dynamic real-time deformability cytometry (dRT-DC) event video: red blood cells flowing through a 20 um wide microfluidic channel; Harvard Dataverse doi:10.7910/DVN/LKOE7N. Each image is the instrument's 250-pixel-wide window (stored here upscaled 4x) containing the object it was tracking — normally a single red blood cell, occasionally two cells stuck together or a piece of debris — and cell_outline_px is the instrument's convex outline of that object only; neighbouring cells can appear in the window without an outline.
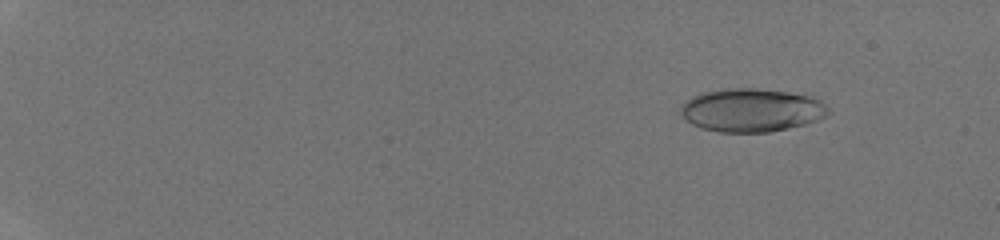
{"species": "human", "species_latin": "Homo sapiens", "temperature_condition": "room temperature", "stored_images_in_passage": 46, "camera_frame_rate_fps": 3000, "um_per_image_px": 0.085, "donor": {"sex": "male"}, "frame": {"image": 1, "passage_image": 6, "time_ms": 1.667, "image_size_px": [1000, 240], "cell_outline_px": [[832, 112], [816, 120], [804, 124], [788, 128], [768, 132], [720, 132], [704, 128], [692, 124], [680, 112], [680, 104], [692, 96], [700, 92], [728, 88], [756, 88], [788, 92], [812, 96], [820, 100]], "centroid_in_image_um": [63.87, 9.35], "position_along_channel_um": 21.1, "area_um2": 37.22}}
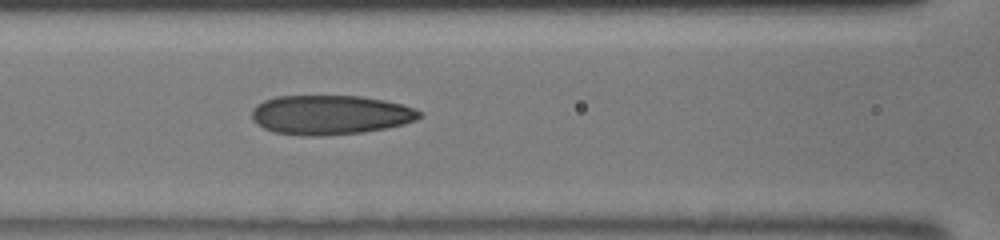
{"frame": {"image": 2, "passage_image": 24, "time_ms": 7.667, "image_size_px": [1000, 240], "cell_outline_px": [[424, 116], [416, 120], [404, 124], [388, 128], [364, 132], [324, 136], [300, 136], [272, 132], [256, 124], [252, 120], [252, 108], [256, 104], [264, 100], [276, 96], [360, 96], [384, 100], [416, 108]], "centroid_in_image_um": [28.06, 9.77], "position_along_channel_um": 138.5, "area_um2": 39.02}}
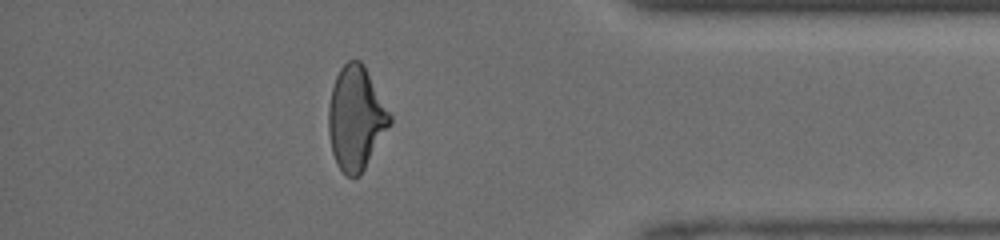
{"frame": {"image": 3, "passage_image": 42, "time_ms": 13.667, "image_size_px": [1000, 240], "cell_outline_px": [[392, 124], [360, 176], [348, 176], [336, 164], [332, 152], [328, 132], [328, 108], [332, 88], [336, 76], [340, 68], [348, 60], [360, 60], [364, 64], [392, 116]], "centroid_in_image_um": [30.26, 10.05], "position_along_channel_um": 404.9, "area_um2": 37.17}}